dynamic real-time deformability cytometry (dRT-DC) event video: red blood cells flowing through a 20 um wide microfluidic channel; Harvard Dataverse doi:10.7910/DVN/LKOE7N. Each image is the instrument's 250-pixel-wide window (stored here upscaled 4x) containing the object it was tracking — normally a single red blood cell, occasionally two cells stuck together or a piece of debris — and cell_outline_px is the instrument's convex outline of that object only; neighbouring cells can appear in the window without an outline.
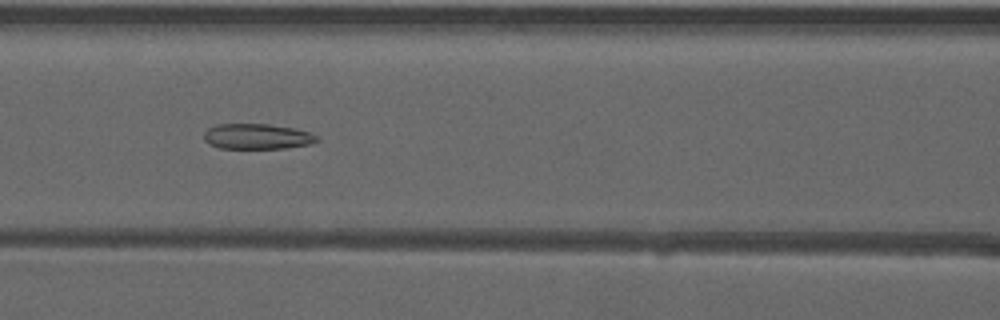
{"species": "common noctule bat (a hibernating species)", "species_latin": "Nyctalus noctula", "temperature_condition": "warm", "stored_images_in_passage": 53, "camera_frame_rate_fps": 3000, "um_per_image_px": 0.085, "animal": {"sex": "male", "forearm_length_mm": 52.5}, "frame": {"image": 1, "passage_image": 24, "time_ms": 7.667, "image_size_px": [1000, 320], "cell_outline_px": [[320, 140], [312, 144], [288, 148], [220, 148], [208, 144], [204, 140], [204, 132], [208, 128], [216, 124], [268, 124], [296, 128], [320, 136]], "centroid_in_image_um": [21.89, 11.6], "position_along_channel_um": 144.7, "area_um2": 16.99}}
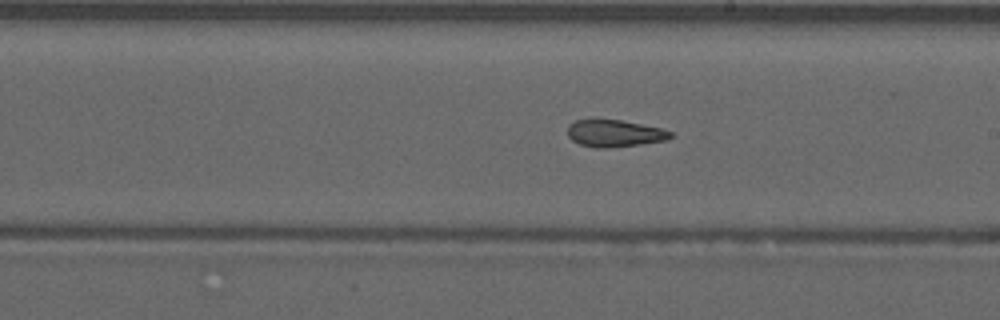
{"frame": {"image": 2, "passage_image": 31, "time_ms": 10.0, "image_size_px": [1000, 320], "cell_outline_px": [[672, 136], [668, 140], [640, 144], [608, 148], [596, 148], [580, 144], [572, 140], [568, 136], [568, 124], [576, 120], [592, 116], [620, 120], [660, 128], [672, 132]], "centroid_in_image_um": [52.17, 11.3], "position_along_channel_um": 236.8, "area_um2": 16.7}}
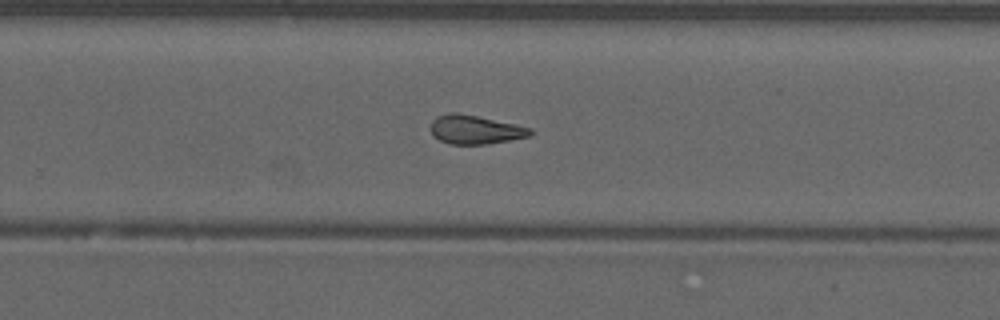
{"frame": {"image": 3, "passage_image": 35, "time_ms": 11.333, "image_size_px": [1000, 320], "cell_outline_px": [[532, 136], [484, 144], [452, 144], [440, 140], [432, 136], [428, 128], [432, 120], [436, 116], [452, 112], [460, 112], [516, 124], [532, 128]], "centroid_in_image_um": [40.35, 11.0], "position_along_channel_um": 289.5, "area_um2": 16.99}, "authors_computed_cell_mechanics": {"area_um2": 17.5712, "velocity_mm_per_s": 3.9596, "shape_relaxation_time_tau1_ms": null, "shape_relaxation_time_tau2_ms": 2.3713, "deformation_change_tau1": null, "deformation_change_tau2": 0.1037}}